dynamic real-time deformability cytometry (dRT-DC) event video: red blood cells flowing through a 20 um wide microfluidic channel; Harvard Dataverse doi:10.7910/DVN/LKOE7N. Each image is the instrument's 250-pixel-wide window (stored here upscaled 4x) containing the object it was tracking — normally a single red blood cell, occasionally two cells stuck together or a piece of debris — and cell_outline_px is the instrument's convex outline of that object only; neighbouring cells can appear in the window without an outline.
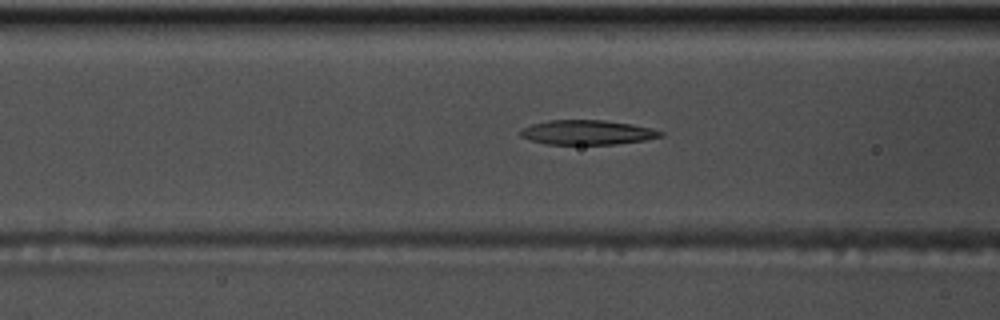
{"species": "common noctule bat (a hibernating species)", "species_latin": "Nyctalus noctula", "temperature_condition": "warm", "stored_images_in_passage": 53, "camera_frame_rate_fps": 3000, "um_per_image_px": 0.085, "animal": {"sex": "male", "body_mass_g": 17.5, "forearm_length_mm": 52.3}, "frame": {"image": 1, "passage_image": 20, "time_ms": 6.333, "image_size_px": [1000, 320], "cell_outline_px": [[664, 136], [644, 140], [616, 144], [544, 144], [520, 136], [520, 128], [532, 124], [548, 120], [604, 120], [632, 124], [652, 128], [664, 132]], "centroid_in_image_um": [49.92, 11.25], "position_along_channel_um": 116.7, "area_um2": 20.11}}
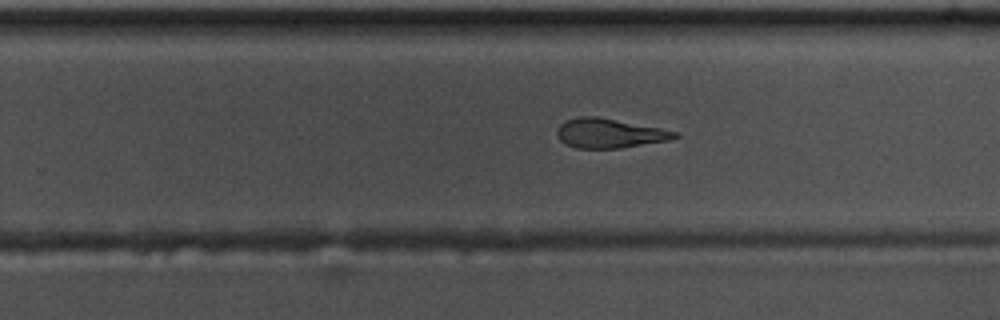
{"frame": {"image": 2, "passage_image": 33, "time_ms": 10.667, "image_size_px": [1000, 320], "cell_outline_px": [[680, 136], [668, 140], [620, 148], [576, 148], [564, 144], [556, 136], [556, 132], [560, 124], [564, 120], [580, 116], [596, 116], [660, 128], [680, 132]], "centroid_in_image_um": [51.77, 11.32], "position_along_channel_um": 278.0, "area_um2": 20.23}}
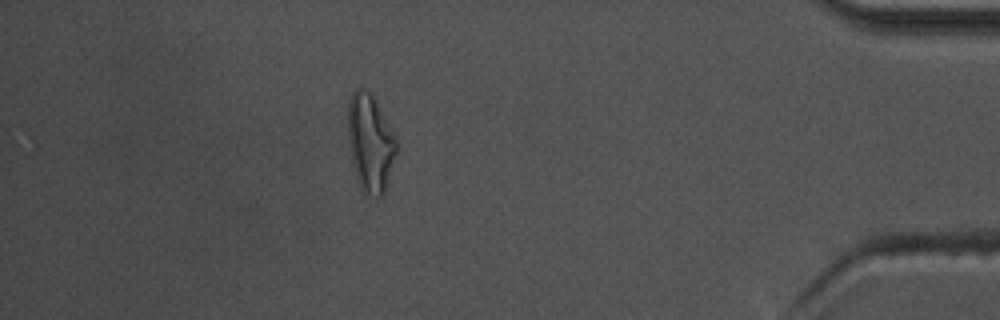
{"frame": {"image": 3, "passage_image": 47, "time_ms": 15.333, "image_size_px": [1000, 320], "cell_outline_px": [[396, 152], [384, 192], [380, 196], [376, 196], [364, 192], [360, 188], [352, 164], [348, 140], [348, 100], [352, 92], [356, 88], [364, 88], [376, 100], [396, 140]], "centroid_in_image_um": [31.43, 12.12], "position_along_channel_um": 403.8, "area_um2": 27.11}, "authors_computed_cell_mechanics": {"area_um2": 21.2704, "velocity_mm_per_s": 3.7308, "shape_relaxation_time_tau1_ms": 7.9074, "shape_relaxation_time_tau2_ms": 6.8124, "deformation_change_tau1": 0.2425, "deformation_change_tau2": 0.1796}}